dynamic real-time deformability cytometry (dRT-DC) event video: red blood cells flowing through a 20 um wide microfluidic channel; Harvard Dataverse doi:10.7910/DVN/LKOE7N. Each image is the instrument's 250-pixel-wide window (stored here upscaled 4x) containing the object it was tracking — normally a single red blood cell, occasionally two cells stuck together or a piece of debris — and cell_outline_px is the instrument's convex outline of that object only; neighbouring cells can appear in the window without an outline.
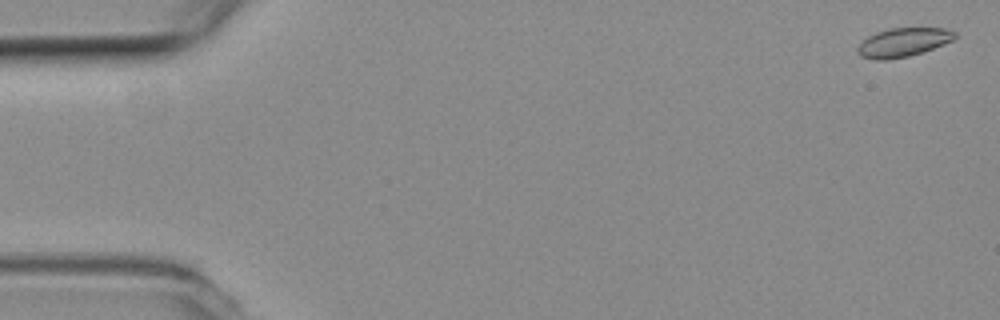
{"species": "common noctule bat (a hibernating species)", "species_latin": "Nyctalus noctula", "temperature_condition": "room temperature", "stored_images_in_passage": 14, "camera_frame_rate_fps": 3000, "um_per_image_px": 0.085, "animal": {"sex": "female", "body_mass_g": 19.3, "forearm_length_mm": 54.1}, "frame": {"image": 1, "passage_image": 2, "time_ms": 0.333, "image_size_px": [1000, 320], "cell_outline_px": [[956, 36], [952, 40], [932, 48], [908, 56], [884, 60], [876, 60], [860, 56], [856, 48], [868, 36], [876, 32], [888, 28], [944, 28], [956, 32]], "centroid_in_image_um": [76.73, 3.59], "position_along_channel_um": 8.3, "area_um2": 16.07}}